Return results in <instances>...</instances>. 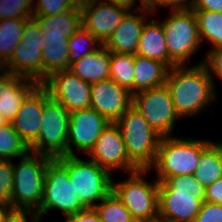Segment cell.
<instances>
[{"mask_svg":"<svg viewBox=\"0 0 222 222\" xmlns=\"http://www.w3.org/2000/svg\"><path fill=\"white\" fill-rule=\"evenodd\" d=\"M134 62V55L111 53L110 79L132 94H134Z\"/></svg>","mask_w":222,"mask_h":222,"instance_id":"cell-29","label":"cell"},{"mask_svg":"<svg viewBox=\"0 0 222 222\" xmlns=\"http://www.w3.org/2000/svg\"><path fill=\"white\" fill-rule=\"evenodd\" d=\"M115 123L121 131L129 159L139 169H149L163 136L132 105Z\"/></svg>","mask_w":222,"mask_h":222,"instance_id":"cell-5","label":"cell"},{"mask_svg":"<svg viewBox=\"0 0 222 222\" xmlns=\"http://www.w3.org/2000/svg\"><path fill=\"white\" fill-rule=\"evenodd\" d=\"M42 85L50 98L60 103L69 113L90 107L91 84L69 69L51 74Z\"/></svg>","mask_w":222,"mask_h":222,"instance_id":"cell-13","label":"cell"},{"mask_svg":"<svg viewBox=\"0 0 222 222\" xmlns=\"http://www.w3.org/2000/svg\"><path fill=\"white\" fill-rule=\"evenodd\" d=\"M30 215H32V222H39L42 219L40 214L34 210L11 209L4 222H28L27 216Z\"/></svg>","mask_w":222,"mask_h":222,"instance_id":"cell-39","label":"cell"},{"mask_svg":"<svg viewBox=\"0 0 222 222\" xmlns=\"http://www.w3.org/2000/svg\"><path fill=\"white\" fill-rule=\"evenodd\" d=\"M97 45V46H95ZM101 43L83 26L69 37V65L101 47Z\"/></svg>","mask_w":222,"mask_h":222,"instance_id":"cell-32","label":"cell"},{"mask_svg":"<svg viewBox=\"0 0 222 222\" xmlns=\"http://www.w3.org/2000/svg\"><path fill=\"white\" fill-rule=\"evenodd\" d=\"M30 18L0 20V69L10 60L21 41L26 21Z\"/></svg>","mask_w":222,"mask_h":222,"instance_id":"cell-27","label":"cell"},{"mask_svg":"<svg viewBox=\"0 0 222 222\" xmlns=\"http://www.w3.org/2000/svg\"><path fill=\"white\" fill-rule=\"evenodd\" d=\"M50 98L48 90L39 84L25 99L11 122L28 148L37 140L44 103Z\"/></svg>","mask_w":222,"mask_h":222,"instance_id":"cell-18","label":"cell"},{"mask_svg":"<svg viewBox=\"0 0 222 222\" xmlns=\"http://www.w3.org/2000/svg\"><path fill=\"white\" fill-rule=\"evenodd\" d=\"M194 222H222V204L203 201Z\"/></svg>","mask_w":222,"mask_h":222,"instance_id":"cell-36","label":"cell"},{"mask_svg":"<svg viewBox=\"0 0 222 222\" xmlns=\"http://www.w3.org/2000/svg\"><path fill=\"white\" fill-rule=\"evenodd\" d=\"M42 64L43 82L51 74L70 68L68 62L69 39H46L43 38Z\"/></svg>","mask_w":222,"mask_h":222,"instance_id":"cell-25","label":"cell"},{"mask_svg":"<svg viewBox=\"0 0 222 222\" xmlns=\"http://www.w3.org/2000/svg\"><path fill=\"white\" fill-rule=\"evenodd\" d=\"M88 154L90 160H93L110 173L118 169L128 173L139 169L127 156L123 137L116 123H110L102 131Z\"/></svg>","mask_w":222,"mask_h":222,"instance_id":"cell-14","label":"cell"},{"mask_svg":"<svg viewBox=\"0 0 222 222\" xmlns=\"http://www.w3.org/2000/svg\"><path fill=\"white\" fill-rule=\"evenodd\" d=\"M110 122L91 107L69 115L67 155H76L72 147L88 154ZM74 145V146H73Z\"/></svg>","mask_w":222,"mask_h":222,"instance_id":"cell-15","label":"cell"},{"mask_svg":"<svg viewBox=\"0 0 222 222\" xmlns=\"http://www.w3.org/2000/svg\"><path fill=\"white\" fill-rule=\"evenodd\" d=\"M204 201L222 204V177L205 188Z\"/></svg>","mask_w":222,"mask_h":222,"instance_id":"cell-41","label":"cell"},{"mask_svg":"<svg viewBox=\"0 0 222 222\" xmlns=\"http://www.w3.org/2000/svg\"><path fill=\"white\" fill-rule=\"evenodd\" d=\"M132 105V93L112 79L91 84L90 107L115 123Z\"/></svg>","mask_w":222,"mask_h":222,"instance_id":"cell-17","label":"cell"},{"mask_svg":"<svg viewBox=\"0 0 222 222\" xmlns=\"http://www.w3.org/2000/svg\"><path fill=\"white\" fill-rule=\"evenodd\" d=\"M29 152L11 123L0 127V160H14L24 157Z\"/></svg>","mask_w":222,"mask_h":222,"instance_id":"cell-30","label":"cell"},{"mask_svg":"<svg viewBox=\"0 0 222 222\" xmlns=\"http://www.w3.org/2000/svg\"><path fill=\"white\" fill-rule=\"evenodd\" d=\"M81 0H37L33 16H54L80 6Z\"/></svg>","mask_w":222,"mask_h":222,"instance_id":"cell-34","label":"cell"},{"mask_svg":"<svg viewBox=\"0 0 222 222\" xmlns=\"http://www.w3.org/2000/svg\"><path fill=\"white\" fill-rule=\"evenodd\" d=\"M162 23L168 58L175 66L186 65L202 42L193 10L171 11Z\"/></svg>","mask_w":222,"mask_h":222,"instance_id":"cell-8","label":"cell"},{"mask_svg":"<svg viewBox=\"0 0 222 222\" xmlns=\"http://www.w3.org/2000/svg\"><path fill=\"white\" fill-rule=\"evenodd\" d=\"M211 143L212 141L203 139L163 136L156 159L149 169H155L158 182H163L169 177L193 175L201 153Z\"/></svg>","mask_w":222,"mask_h":222,"instance_id":"cell-3","label":"cell"},{"mask_svg":"<svg viewBox=\"0 0 222 222\" xmlns=\"http://www.w3.org/2000/svg\"><path fill=\"white\" fill-rule=\"evenodd\" d=\"M146 6L155 14L160 7H170L171 11L192 10L195 0H145Z\"/></svg>","mask_w":222,"mask_h":222,"instance_id":"cell-38","label":"cell"},{"mask_svg":"<svg viewBox=\"0 0 222 222\" xmlns=\"http://www.w3.org/2000/svg\"><path fill=\"white\" fill-rule=\"evenodd\" d=\"M150 169H138L129 173L127 180L115 183L112 191L121 200L137 222H155L158 219L159 182L144 179Z\"/></svg>","mask_w":222,"mask_h":222,"instance_id":"cell-6","label":"cell"},{"mask_svg":"<svg viewBox=\"0 0 222 222\" xmlns=\"http://www.w3.org/2000/svg\"><path fill=\"white\" fill-rule=\"evenodd\" d=\"M68 171L71 183L81 202L87 207H95L112 191V175L93 160H82L76 155L57 158Z\"/></svg>","mask_w":222,"mask_h":222,"instance_id":"cell-7","label":"cell"},{"mask_svg":"<svg viewBox=\"0 0 222 222\" xmlns=\"http://www.w3.org/2000/svg\"><path fill=\"white\" fill-rule=\"evenodd\" d=\"M65 222H102L94 207L65 216Z\"/></svg>","mask_w":222,"mask_h":222,"instance_id":"cell-40","label":"cell"},{"mask_svg":"<svg viewBox=\"0 0 222 222\" xmlns=\"http://www.w3.org/2000/svg\"><path fill=\"white\" fill-rule=\"evenodd\" d=\"M201 63L205 65L212 78H215V74L222 80V46L212 48Z\"/></svg>","mask_w":222,"mask_h":222,"instance_id":"cell-37","label":"cell"},{"mask_svg":"<svg viewBox=\"0 0 222 222\" xmlns=\"http://www.w3.org/2000/svg\"><path fill=\"white\" fill-rule=\"evenodd\" d=\"M192 10H208L222 13V0H195Z\"/></svg>","mask_w":222,"mask_h":222,"instance_id":"cell-42","label":"cell"},{"mask_svg":"<svg viewBox=\"0 0 222 222\" xmlns=\"http://www.w3.org/2000/svg\"><path fill=\"white\" fill-rule=\"evenodd\" d=\"M203 63L194 66H173L169 69L166 85L179 118L196 116L207 105L215 102V83Z\"/></svg>","mask_w":222,"mask_h":222,"instance_id":"cell-1","label":"cell"},{"mask_svg":"<svg viewBox=\"0 0 222 222\" xmlns=\"http://www.w3.org/2000/svg\"><path fill=\"white\" fill-rule=\"evenodd\" d=\"M196 14L201 42H210L213 48L222 46V13L193 10Z\"/></svg>","mask_w":222,"mask_h":222,"instance_id":"cell-28","label":"cell"},{"mask_svg":"<svg viewBox=\"0 0 222 222\" xmlns=\"http://www.w3.org/2000/svg\"><path fill=\"white\" fill-rule=\"evenodd\" d=\"M86 208L70 181L67 168L58 159H51L47 164L43 198L37 212L44 217L48 211L59 209L67 216Z\"/></svg>","mask_w":222,"mask_h":222,"instance_id":"cell-10","label":"cell"},{"mask_svg":"<svg viewBox=\"0 0 222 222\" xmlns=\"http://www.w3.org/2000/svg\"><path fill=\"white\" fill-rule=\"evenodd\" d=\"M82 26L104 45L128 12L103 0H81Z\"/></svg>","mask_w":222,"mask_h":222,"instance_id":"cell-16","label":"cell"},{"mask_svg":"<svg viewBox=\"0 0 222 222\" xmlns=\"http://www.w3.org/2000/svg\"><path fill=\"white\" fill-rule=\"evenodd\" d=\"M111 53L103 45L70 65L69 70L90 84L110 79Z\"/></svg>","mask_w":222,"mask_h":222,"instance_id":"cell-23","label":"cell"},{"mask_svg":"<svg viewBox=\"0 0 222 222\" xmlns=\"http://www.w3.org/2000/svg\"><path fill=\"white\" fill-rule=\"evenodd\" d=\"M94 208L102 222H137L113 191Z\"/></svg>","mask_w":222,"mask_h":222,"instance_id":"cell-31","label":"cell"},{"mask_svg":"<svg viewBox=\"0 0 222 222\" xmlns=\"http://www.w3.org/2000/svg\"><path fill=\"white\" fill-rule=\"evenodd\" d=\"M169 67L161 61L135 55L134 93L166 83Z\"/></svg>","mask_w":222,"mask_h":222,"instance_id":"cell-24","label":"cell"},{"mask_svg":"<svg viewBox=\"0 0 222 222\" xmlns=\"http://www.w3.org/2000/svg\"><path fill=\"white\" fill-rule=\"evenodd\" d=\"M39 24L42 34L50 39H69L82 27L80 6L54 16H33Z\"/></svg>","mask_w":222,"mask_h":222,"instance_id":"cell-21","label":"cell"},{"mask_svg":"<svg viewBox=\"0 0 222 222\" xmlns=\"http://www.w3.org/2000/svg\"><path fill=\"white\" fill-rule=\"evenodd\" d=\"M155 222H169V221L161 220V219L158 218Z\"/></svg>","mask_w":222,"mask_h":222,"instance_id":"cell-46","label":"cell"},{"mask_svg":"<svg viewBox=\"0 0 222 222\" xmlns=\"http://www.w3.org/2000/svg\"><path fill=\"white\" fill-rule=\"evenodd\" d=\"M69 115L60 103L49 98L44 103L37 140L29 151L52 159L67 156Z\"/></svg>","mask_w":222,"mask_h":222,"instance_id":"cell-9","label":"cell"},{"mask_svg":"<svg viewBox=\"0 0 222 222\" xmlns=\"http://www.w3.org/2000/svg\"><path fill=\"white\" fill-rule=\"evenodd\" d=\"M141 4H146L145 0H140ZM106 2L117 5L118 7L124 8L127 11H131L132 7H136V0H107Z\"/></svg>","mask_w":222,"mask_h":222,"instance_id":"cell-43","label":"cell"},{"mask_svg":"<svg viewBox=\"0 0 222 222\" xmlns=\"http://www.w3.org/2000/svg\"><path fill=\"white\" fill-rule=\"evenodd\" d=\"M136 54L161 61L169 68L175 66L168 58L167 44L162 23L156 22L155 19L145 22Z\"/></svg>","mask_w":222,"mask_h":222,"instance_id":"cell-22","label":"cell"},{"mask_svg":"<svg viewBox=\"0 0 222 222\" xmlns=\"http://www.w3.org/2000/svg\"><path fill=\"white\" fill-rule=\"evenodd\" d=\"M134 10L137 14H141L136 15L128 11L123 16L120 24L113 31L110 38L103 45L110 53L136 55L140 35L146 22L144 17L154 13L146 4H140Z\"/></svg>","mask_w":222,"mask_h":222,"instance_id":"cell-19","label":"cell"},{"mask_svg":"<svg viewBox=\"0 0 222 222\" xmlns=\"http://www.w3.org/2000/svg\"><path fill=\"white\" fill-rule=\"evenodd\" d=\"M132 106L162 136H171L175 122L180 119L166 84L132 94Z\"/></svg>","mask_w":222,"mask_h":222,"instance_id":"cell-12","label":"cell"},{"mask_svg":"<svg viewBox=\"0 0 222 222\" xmlns=\"http://www.w3.org/2000/svg\"><path fill=\"white\" fill-rule=\"evenodd\" d=\"M12 209L11 206L0 203V222H4L6 215Z\"/></svg>","mask_w":222,"mask_h":222,"instance_id":"cell-44","label":"cell"},{"mask_svg":"<svg viewBox=\"0 0 222 222\" xmlns=\"http://www.w3.org/2000/svg\"><path fill=\"white\" fill-rule=\"evenodd\" d=\"M193 176L204 188L222 177V147L212 142L200 156L199 164Z\"/></svg>","mask_w":222,"mask_h":222,"instance_id":"cell-26","label":"cell"},{"mask_svg":"<svg viewBox=\"0 0 222 222\" xmlns=\"http://www.w3.org/2000/svg\"><path fill=\"white\" fill-rule=\"evenodd\" d=\"M205 188L193 176H174L159 182L158 218L169 222H194Z\"/></svg>","mask_w":222,"mask_h":222,"instance_id":"cell-2","label":"cell"},{"mask_svg":"<svg viewBox=\"0 0 222 222\" xmlns=\"http://www.w3.org/2000/svg\"><path fill=\"white\" fill-rule=\"evenodd\" d=\"M38 85L36 81L0 69V113L8 123L13 121L24 99Z\"/></svg>","mask_w":222,"mask_h":222,"instance_id":"cell-20","label":"cell"},{"mask_svg":"<svg viewBox=\"0 0 222 222\" xmlns=\"http://www.w3.org/2000/svg\"><path fill=\"white\" fill-rule=\"evenodd\" d=\"M8 124L7 120L5 119V117L0 113V127L3 125Z\"/></svg>","mask_w":222,"mask_h":222,"instance_id":"cell-45","label":"cell"},{"mask_svg":"<svg viewBox=\"0 0 222 222\" xmlns=\"http://www.w3.org/2000/svg\"><path fill=\"white\" fill-rule=\"evenodd\" d=\"M13 164L12 209L38 211L43 198L44 180L48 162L52 159L28 152Z\"/></svg>","mask_w":222,"mask_h":222,"instance_id":"cell-4","label":"cell"},{"mask_svg":"<svg viewBox=\"0 0 222 222\" xmlns=\"http://www.w3.org/2000/svg\"><path fill=\"white\" fill-rule=\"evenodd\" d=\"M43 38L41 28L34 18H30L24 25L21 41L18 43L10 60L1 70L43 83L42 47Z\"/></svg>","mask_w":222,"mask_h":222,"instance_id":"cell-11","label":"cell"},{"mask_svg":"<svg viewBox=\"0 0 222 222\" xmlns=\"http://www.w3.org/2000/svg\"><path fill=\"white\" fill-rule=\"evenodd\" d=\"M13 189V161L0 160V203L11 206Z\"/></svg>","mask_w":222,"mask_h":222,"instance_id":"cell-35","label":"cell"},{"mask_svg":"<svg viewBox=\"0 0 222 222\" xmlns=\"http://www.w3.org/2000/svg\"><path fill=\"white\" fill-rule=\"evenodd\" d=\"M34 0H0V20L33 18Z\"/></svg>","mask_w":222,"mask_h":222,"instance_id":"cell-33","label":"cell"}]
</instances>
